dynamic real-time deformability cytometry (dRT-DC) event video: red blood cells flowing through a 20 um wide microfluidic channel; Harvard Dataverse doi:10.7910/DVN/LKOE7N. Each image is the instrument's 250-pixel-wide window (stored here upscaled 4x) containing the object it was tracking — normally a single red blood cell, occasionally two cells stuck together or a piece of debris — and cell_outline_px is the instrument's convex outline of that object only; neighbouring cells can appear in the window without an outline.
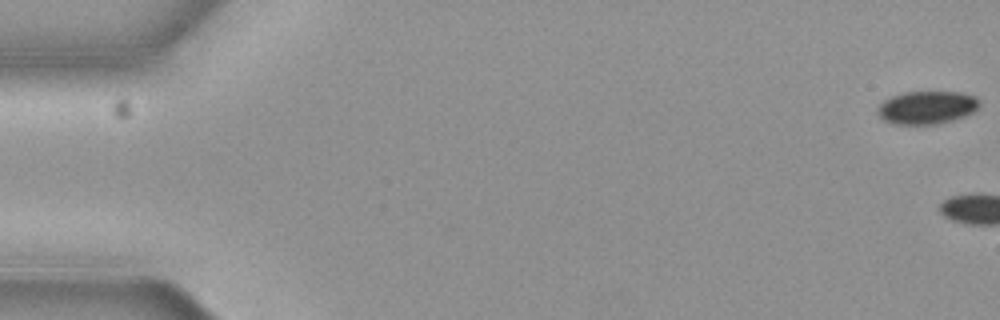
{"species": "common noctule bat (a hibernating species)", "species_latin": "Nyctalus noctula", "temperature_condition": "cold", "stored_images_in_passage": 3, "camera_frame_rate_fps": 3000, "um_per_image_px": 0.085, "animal": {"sex": "female", "body_mass_g": 19.3, "forearm_length_mm": 54.1}, "frame": {"image": 1, "passage_image": 1, "time_ms": 0.0, "image_size_px": [1000, 320], "cell_outline_px": [[980, 104], [972, 112], [964, 116], [952, 120], [936, 124], [892, 124], [884, 120], [876, 112], [876, 108], [884, 100], [892, 96], [904, 92], [964, 92], [976, 96], [980, 100]], "centroid_in_image_um": [78.78, 9.13], "position_along_channel_um": 6.2, "area_um2": 19.65}}